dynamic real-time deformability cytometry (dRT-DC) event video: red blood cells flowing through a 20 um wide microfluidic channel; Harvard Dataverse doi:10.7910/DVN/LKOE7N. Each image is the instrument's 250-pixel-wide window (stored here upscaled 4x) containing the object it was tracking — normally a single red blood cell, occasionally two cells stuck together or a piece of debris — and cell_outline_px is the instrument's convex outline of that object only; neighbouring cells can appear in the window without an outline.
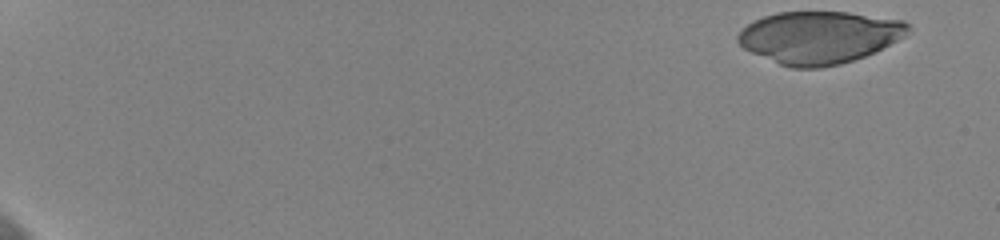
{"species": "human", "species_latin": "Homo sapiens", "temperature_condition": "cold", "stored_images_in_passage": 11, "camera_frame_rate_fps": 3000, "um_per_image_px": 0.085, "donor": {"sex": "female"}, "frame": {"image": 1, "passage_image": 1, "time_ms": 0.0, "image_size_px": [1000, 240], "cell_outline_px": [[908, 32], [904, 36], [864, 56], [840, 64], [820, 68], [792, 68], [780, 64], [752, 52], [744, 48], [736, 40], [736, 36], [748, 24], [764, 16], [776, 12], [848, 12], [904, 20], [908, 24]], "centroid_in_image_um": [69.61, 3.16], "position_along_channel_um": 15.4, "area_um2": 51.38}}